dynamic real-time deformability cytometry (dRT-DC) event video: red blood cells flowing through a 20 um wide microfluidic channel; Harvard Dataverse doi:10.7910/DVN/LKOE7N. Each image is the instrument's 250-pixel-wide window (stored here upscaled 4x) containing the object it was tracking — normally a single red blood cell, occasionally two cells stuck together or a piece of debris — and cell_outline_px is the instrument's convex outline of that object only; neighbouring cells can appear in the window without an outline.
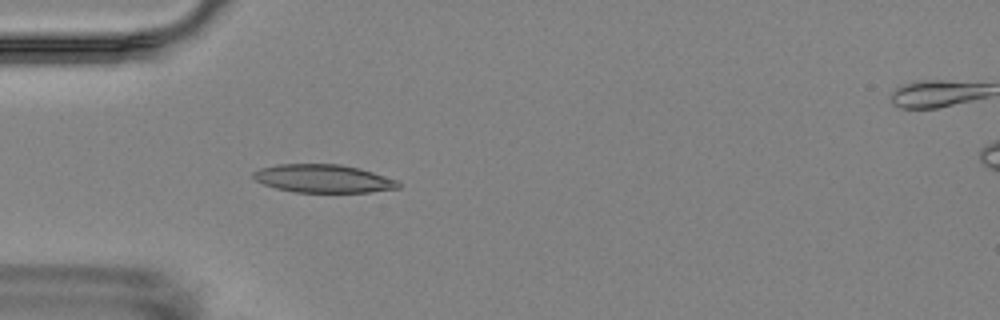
{"species": "Egyptian fruit bat (a non-hibernating species)", "species_latin": "Rousettus aegyptiacus", "temperature_condition": "room temperature", "stored_images_in_passage": 6, "camera_frame_rate_fps": 3000, "um_per_image_px": 0.085, "animal": {"sex": "female"}, "frame": {"image": 1, "passage_image": 5, "time_ms": 5.0, "image_size_px": [1000, 320], "cell_outline_px": [[400, 188], [368, 192], [292, 192], [276, 188], [264, 184], [256, 180], [252, 176], [252, 172], [260, 168], [276, 164], [340, 164], [360, 168], [396, 180], [400, 184]], "centroid_in_image_um": [27.45, 15.17], "position_along_channel_um": 57.6, "area_um2": 23.76}}